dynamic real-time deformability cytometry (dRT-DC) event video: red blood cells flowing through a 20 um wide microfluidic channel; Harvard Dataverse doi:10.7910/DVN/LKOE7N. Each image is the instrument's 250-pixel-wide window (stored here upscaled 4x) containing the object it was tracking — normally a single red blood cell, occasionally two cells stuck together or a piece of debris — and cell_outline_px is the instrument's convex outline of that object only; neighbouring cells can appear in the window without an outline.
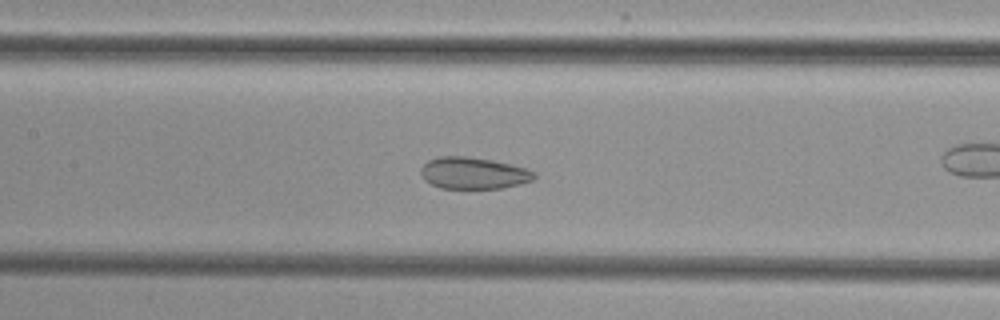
{"species": "common noctule bat (a hibernating species)", "species_latin": "Nyctalus noctula", "temperature_condition": "cold", "stored_images_in_passage": 52, "camera_frame_rate_fps": 3000, "um_per_image_px": 0.085, "animal": {"sex": "female", "body_mass_g": 29.2, "forearm_length_mm": 56.3}, "frame": {"image": 1, "passage_image": 23, "time_ms": 7.333, "image_size_px": [1000, 320], "cell_outline_px": [[536, 180], [520, 184], [500, 188], [440, 188], [424, 180], [420, 172], [420, 168], [428, 160], [440, 156], [468, 156], [492, 160], [528, 168], [536, 172]], "centroid_in_image_um": [40.27, 14.71], "position_along_channel_um": 167.1, "area_um2": 21.15}}
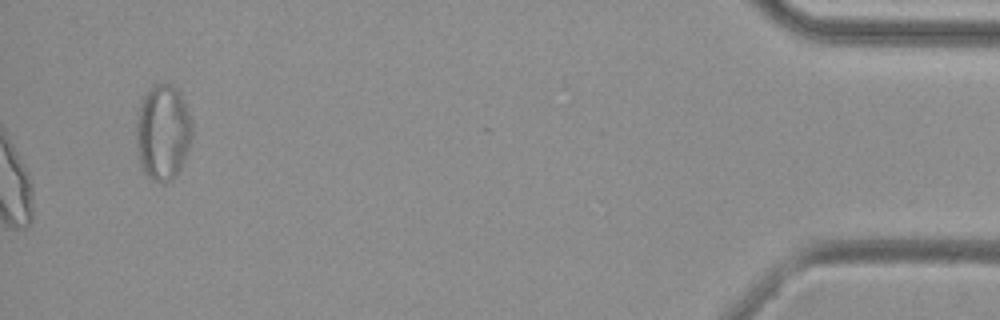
{"frame": {"image": 2, "passage_image": 52, "time_ms": 17.0, "image_size_px": [1000, 320], "cell_outline_px": [[192, 140], [188, 152], [176, 176], [172, 180], [164, 184], [152, 180], [140, 168], [136, 148], [136, 124], [140, 104], [144, 96], [156, 84], [172, 84], [176, 88], [192, 120]], "centroid_in_image_um": [13.84, 11.32], "position_along_channel_um": 421.4, "area_um2": 31.33}}